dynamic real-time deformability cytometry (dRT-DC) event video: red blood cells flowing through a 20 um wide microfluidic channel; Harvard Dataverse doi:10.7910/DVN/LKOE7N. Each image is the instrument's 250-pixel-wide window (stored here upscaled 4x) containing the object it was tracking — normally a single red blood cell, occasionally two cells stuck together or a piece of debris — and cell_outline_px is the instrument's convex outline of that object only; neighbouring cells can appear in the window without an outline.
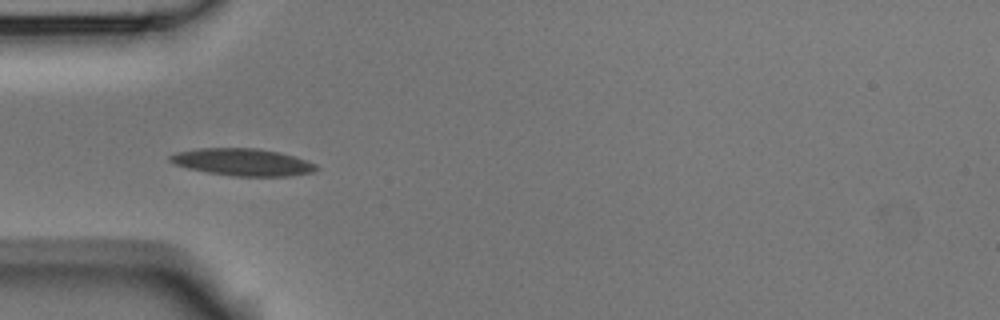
{"species": "Egyptian fruit bat (a non-hibernating species)", "species_latin": "Rousettus aegyptiacus", "temperature_condition": "room temperature", "stored_images_in_passage": 5, "camera_frame_rate_fps": 3000, "um_per_image_px": 0.085, "animal": {"sex": "male"}, "frame": {"image": 1, "passage_image": 4, "time_ms": 1.0, "image_size_px": [1000, 320], "cell_outline_px": [[320, 168], [312, 172], [288, 176], [232, 176], [208, 172], [188, 168], [176, 164], [168, 160], [168, 156], [176, 152], [200, 148], [256, 148], [280, 152], [296, 156], [308, 160], [316, 164]], "centroid_in_image_um": [20.66, 13.77], "position_along_channel_um": 64.3, "area_um2": 23.24}}
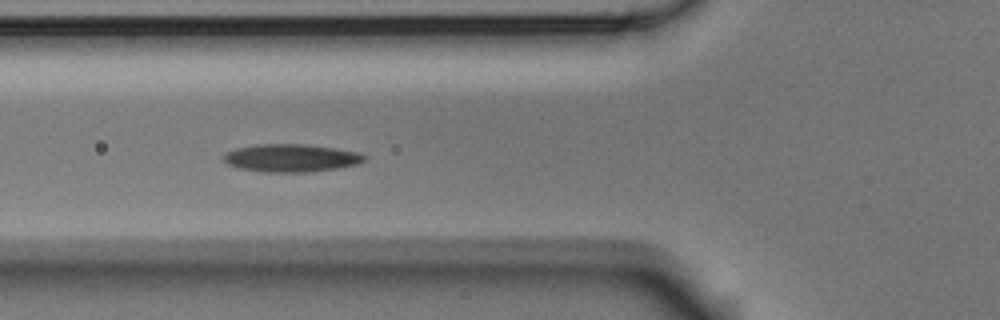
{"frame": {"image": 2, "passage_image": 5, "time_ms": 1.333, "image_size_px": [1000, 320], "cell_outline_px": [[368, 156], [364, 160], [356, 164], [336, 168], [312, 172], [264, 172], [236, 168], [228, 164], [224, 160], [224, 152], [236, 148], [256, 144], [304, 144], [360, 152]], "centroid_in_image_um": [24.71, 13.43], "position_along_channel_um": 101.1, "area_um2": 22.89}}